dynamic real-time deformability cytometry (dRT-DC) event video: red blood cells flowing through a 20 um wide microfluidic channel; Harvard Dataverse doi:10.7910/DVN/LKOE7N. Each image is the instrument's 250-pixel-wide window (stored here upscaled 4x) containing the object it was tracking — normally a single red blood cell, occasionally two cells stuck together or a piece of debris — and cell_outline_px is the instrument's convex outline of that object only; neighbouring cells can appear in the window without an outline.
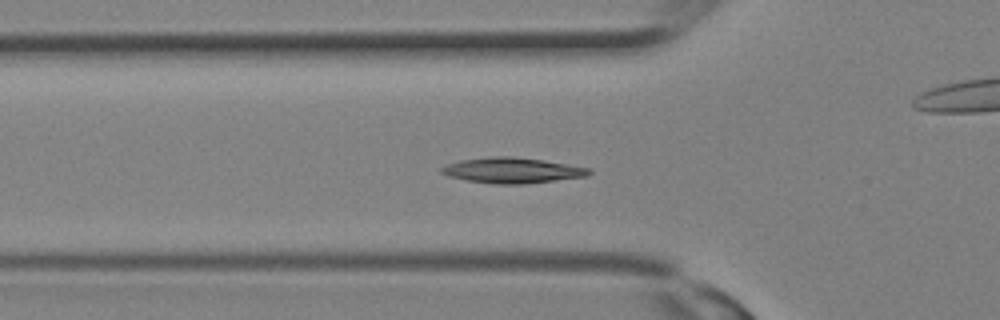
{"species": "Egyptian fruit bat (a non-hibernating species)", "species_latin": "Rousettus aegyptiacus", "temperature_condition": "room temperature", "stored_images_in_passage": 22, "segment_of_instrument_passage": [1, 2], "camera_frame_rate_fps": 3000, "um_per_image_px": 0.085, "animal": {"sex": "female"}, "frame": {"image": 1, "passage_image": 11, "time_ms": 3.333, "image_size_px": [1000, 320], "cell_outline_px": [[592, 172], [588, 176], [524, 184], [496, 184], [468, 180], [448, 176], [440, 172], [440, 168], [448, 164], [460, 160], [492, 156], [512, 156], [544, 160], [592, 168]], "centroid_in_image_um": [43.57, 14.47], "position_along_channel_um": 82.2, "area_um2": 21.96}}
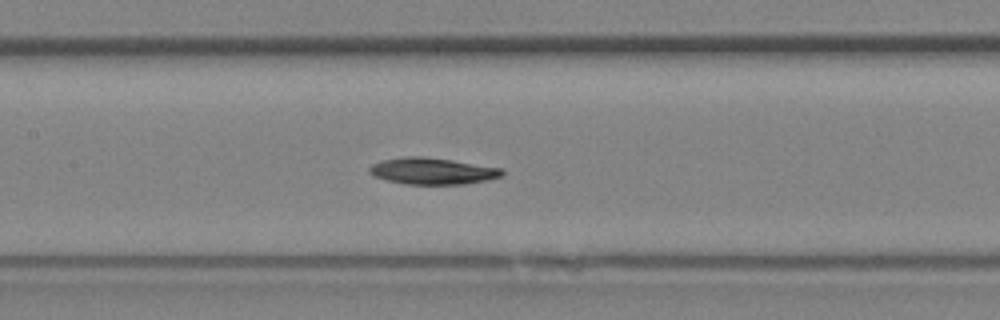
{"frame": {"image": 2, "passage_image": 15, "time_ms": 4.667, "image_size_px": [1000, 320], "cell_outline_px": [[504, 176], [464, 184], [404, 184], [388, 180], [376, 176], [368, 172], [368, 168], [372, 164], [384, 160], [408, 156], [420, 156], [452, 160], [504, 168]], "centroid_in_image_um": [36.79, 14.54], "position_along_channel_um": 170.6, "area_um2": 20.4}}
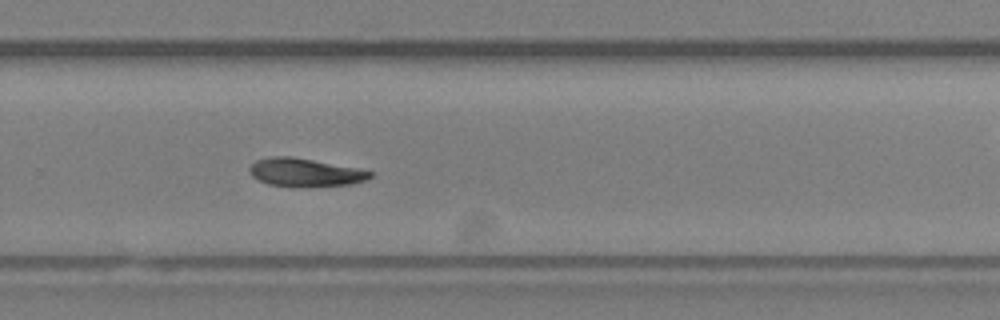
{"frame": {"image": 3, "passage_image": 21, "time_ms": 6.667, "image_size_px": [1000, 320], "cell_outline_px": [[372, 176], [368, 180], [352, 184], [296, 188], [268, 184], [252, 176], [248, 168], [256, 160], [272, 156], [292, 156], [360, 168], [372, 172]], "centroid_in_image_um": [25.96, 14.67], "position_along_channel_um": 303.8, "area_um2": 20.23}}